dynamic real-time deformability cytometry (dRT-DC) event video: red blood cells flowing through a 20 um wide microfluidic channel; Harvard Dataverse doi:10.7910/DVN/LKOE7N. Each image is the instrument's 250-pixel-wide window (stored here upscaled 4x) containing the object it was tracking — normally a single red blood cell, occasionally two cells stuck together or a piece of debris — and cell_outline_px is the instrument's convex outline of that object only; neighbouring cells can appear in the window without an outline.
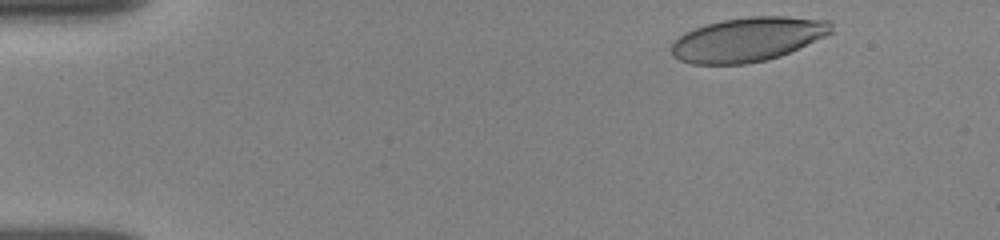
{"species": "human", "species_latin": "Homo sapiens", "temperature_condition": "room temperature", "stored_images_in_passage": 20, "camera_frame_rate_fps": 3000, "um_per_image_px": 0.085, "donor": {"sex": "female"}, "frame": {"image": 1, "passage_image": 3, "time_ms": 0.333, "image_size_px": [1000, 240], "cell_outline_px": [[832, 32], [824, 36], [780, 56], [768, 60], [744, 64], [692, 64], [680, 60], [672, 56], [672, 44], [684, 32], [708, 24], [724, 20], [752, 16], [784, 16], [828, 20], [832, 24]], "centroid_in_image_um": [63.55, 3.35], "position_along_channel_um": 21.4, "area_um2": 40.75}}
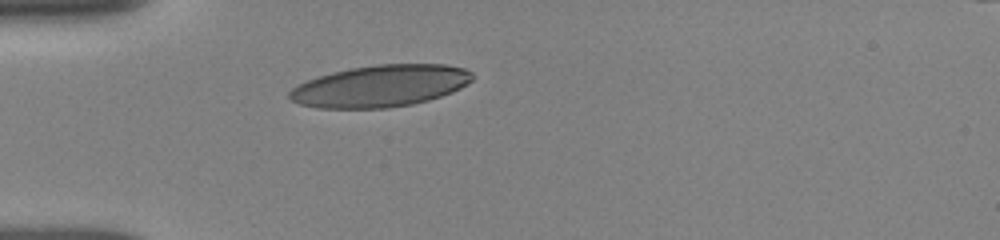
{"frame": {"image": 2, "passage_image": 17, "time_ms": 3.333, "image_size_px": [1000, 240], "cell_outline_px": [[472, 80], [460, 88], [452, 92], [428, 100], [412, 104], [388, 108], [316, 108], [300, 104], [292, 100], [288, 96], [288, 92], [296, 84], [332, 72], [352, 68], [380, 64], [444, 64], [464, 68], [472, 72]], "centroid_in_image_um": [32.32, 7.31], "position_along_channel_um": 52.7, "area_um2": 44.45}}